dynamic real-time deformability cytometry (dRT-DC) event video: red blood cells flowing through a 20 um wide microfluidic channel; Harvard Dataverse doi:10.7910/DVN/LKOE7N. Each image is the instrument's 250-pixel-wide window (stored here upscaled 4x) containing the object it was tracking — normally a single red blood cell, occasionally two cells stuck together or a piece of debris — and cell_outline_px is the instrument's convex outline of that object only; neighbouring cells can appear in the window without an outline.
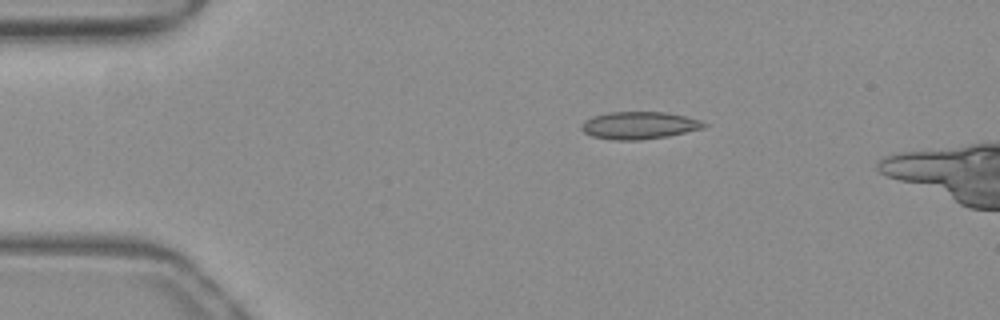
{"species": "common noctule bat (a hibernating species)", "species_latin": "Nyctalus noctula", "temperature_condition": "warm", "stored_images_in_passage": 6, "camera_frame_rate_fps": 3000, "um_per_image_px": 0.085, "animal": {"sex": "female", "body_mass_g": 19.3, "forearm_length_mm": 54.1}, "frame": {"image": 1, "passage_image": 1, "time_ms": 0.0, "image_size_px": [1000, 320], "cell_outline_px": [[708, 124], [704, 128], [668, 136], [640, 140], [612, 140], [592, 136], [584, 132], [580, 128], [580, 124], [584, 120], [592, 116], [608, 112], [668, 112], [700, 120]], "centroid_in_image_um": [54.3, 10.65], "position_along_channel_um": 30.7, "area_um2": 19.71}}